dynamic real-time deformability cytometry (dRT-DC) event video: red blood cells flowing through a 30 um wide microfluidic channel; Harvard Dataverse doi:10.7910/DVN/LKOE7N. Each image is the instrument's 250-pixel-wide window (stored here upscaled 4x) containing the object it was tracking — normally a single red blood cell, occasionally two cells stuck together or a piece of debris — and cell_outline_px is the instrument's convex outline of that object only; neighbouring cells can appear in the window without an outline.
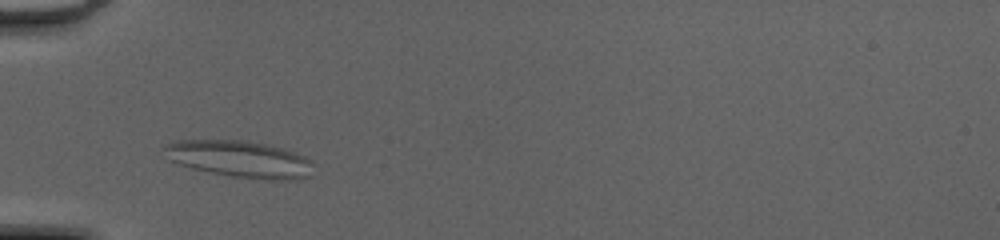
{"species": "common noctule bat (a hibernating species)", "species_latin": "Nyctalus noctula", "temperature_condition": "cold", "stored_images_in_passage": 39, "camera_frame_rate_fps": 3000, "um_per_image_px": 0.085, "animal": {"sex": "female", "body_mass_g": 20.0, "forearm_length_mm": 54.0}, "frame": {"image": 1, "passage_image": 6, "time_ms": 1.667, "image_size_px": [1000, 240], "cell_outline_px": [[312, 160], [304, 176], [288, 180], [268, 180], [232, 176], [192, 168], [180, 164], [172, 160], [164, 148], [168, 144], [176, 140], [240, 140], [264, 144], [280, 148], [304, 156]], "centroid_in_image_um": [20.33, 13.51], "position_along_channel_um": 64.7, "area_um2": 30.81}}
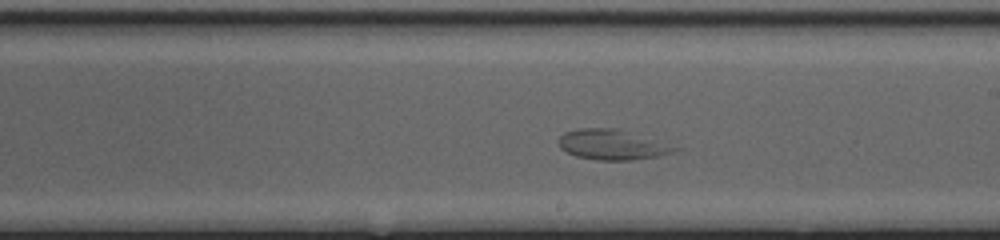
{"frame": {"image": 2, "passage_image": 19, "time_ms": 6.0, "image_size_px": [1000, 240], "cell_outline_px": [[680, 148], [672, 152], [656, 156], [632, 160], [596, 160], [576, 156], [560, 148], [560, 136], [564, 132], [580, 128], [616, 128]], "centroid_in_image_um": [51.97, 12.3], "position_along_channel_um": 237.0, "area_um2": 19.88}}
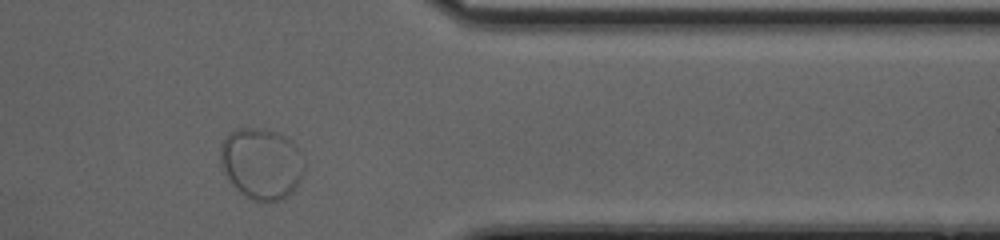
{"frame": {"image": 3, "passage_image": 31, "time_ms": 10.0, "image_size_px": [1000, 240], "cell_outline_px": [[304, 172], [300, 180], [292, 192], [280, 200], [256, 200], [248, 196], [236, 188], [224, 172], [220, 160], [220, 144], [224, 136], [228, 132], [236, 128], [256, 128], [276, 132], [292, 140], [300, 148], [304, 168]], "centroid_in_image_um": [22.22, 13.85], "position_along_channel_um": 389.2, "area_um2": 34.68}}